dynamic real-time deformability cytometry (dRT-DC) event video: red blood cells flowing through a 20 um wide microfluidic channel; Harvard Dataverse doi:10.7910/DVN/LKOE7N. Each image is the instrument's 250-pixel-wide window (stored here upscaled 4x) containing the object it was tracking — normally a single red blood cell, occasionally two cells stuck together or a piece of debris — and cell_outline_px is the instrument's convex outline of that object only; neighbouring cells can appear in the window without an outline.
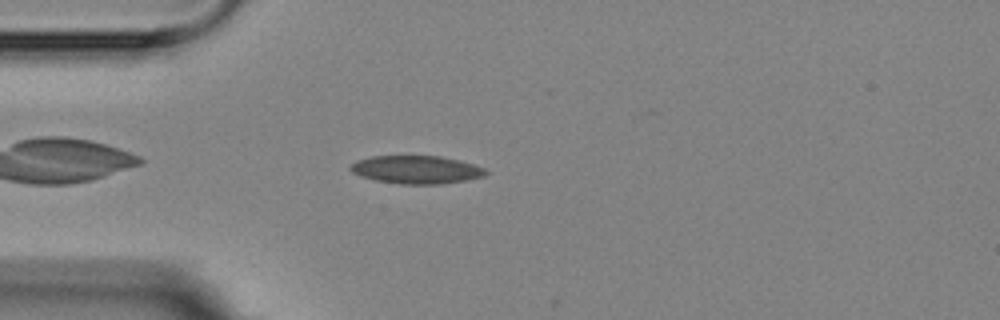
{"species": "Egyptian fruit bat (a non-hibernating species)", "species_latin": "Rousettus aegyptiacus", "temperature_condition": "room temperature", "stored_images_in_passage": 3, "camera_frame_rate_fps": 3000, "um_per_image_px": 0.085, "animal": {"sex": "female"}, "frame": {"image": 1, "passage_image": 3, "time_ms": 3.0, "image_size_px": [1000, 320], "cell_outline_px": [[488, 172], [484, 176], [464, 180], [440, 184], [400, 184], [376, 180], [360, 176], [352, 172], [348, 168], [356, 160], [372, 156], [440, 156], [460, 160], [484, 168]], "centroid_in_image_um": [35.36, 14.42], "position_along_channel_um": 49.6, "area_um2": 22.02}}